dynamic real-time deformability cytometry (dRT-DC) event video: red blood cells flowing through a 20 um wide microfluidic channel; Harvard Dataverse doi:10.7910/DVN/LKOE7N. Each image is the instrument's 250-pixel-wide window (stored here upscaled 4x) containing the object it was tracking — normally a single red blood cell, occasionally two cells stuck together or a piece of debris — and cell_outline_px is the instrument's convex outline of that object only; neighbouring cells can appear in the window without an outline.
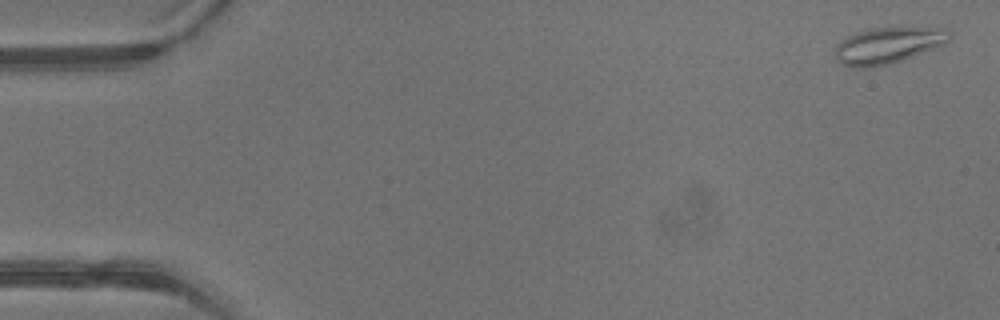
{"species": "common noctule bat (a hibernating species)", "species_latin": "Nyctalus noctula", "temperature_condition": "warm", "stored_images_in_passage": 4, "camera_frame_rate_fps": 3000, "um_per_image_px": 0.085, "animal": {"sex": "male", "body_mass_g": 13.3}, "frame": {"image": 1, "passage_image": 1, "time_ms": 0.0, "image_size_px": [1000, 320], "cell_outline_px": [[952, 32], [948, 40], [944, 44], [900, 60], [888, 64], [872, 68], [856, 68], [840, 64], [836, 56], [836, 44], [844, 36], [856, 32], [872, 28], [944, 28]], "centroid_in_image_um": [75.41, 3.86], "position_along_channel_um": 9.6, "area_um2": 23.99}}